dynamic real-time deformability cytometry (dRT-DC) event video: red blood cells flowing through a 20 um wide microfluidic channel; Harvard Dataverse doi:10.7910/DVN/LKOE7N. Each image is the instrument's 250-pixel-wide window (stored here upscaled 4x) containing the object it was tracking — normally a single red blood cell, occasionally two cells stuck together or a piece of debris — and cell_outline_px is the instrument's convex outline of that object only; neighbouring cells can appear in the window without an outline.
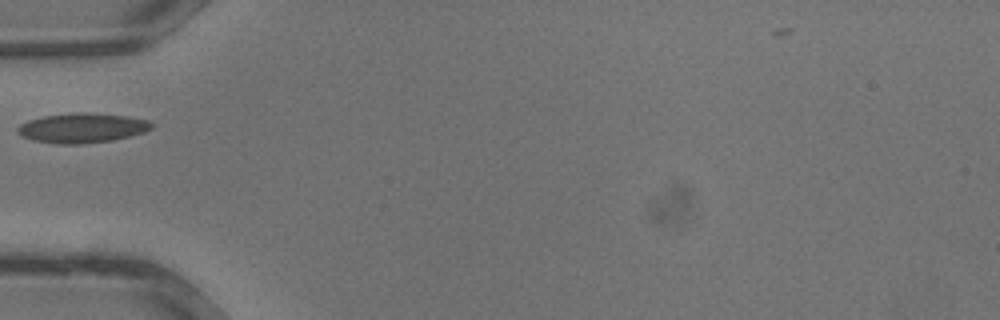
{"species": "common noctule bat (a hibernating species)", "species_latin": "Nyctalus noctula", "temperature_condition": "warm", "stored_images_in_passage": 9, "camera_frame_rate_fps": 3000, "um_per_image_px": 0.085, "animal": {"sex": "male", "body_mass_g": 13.3}, "frame": {"image": 1, "passage_image": 1, "time_ms": 0.0, "image_size_px": [1000, 320], "cell_outline_px": [[152, 128], [144, 132], [112, 140], [80, 144], [56, 144], [32, 140], [20, 136], [16, 132], [16, 128], [20, 124], [28, 120], [44, 116], [80, 112], [84, 112], [124, 116], [148, 120], [152, 124]], "centroid_in_image_um": [6.91, 10.88], "position_along_channel_um": 78.1, "area_um2": 23.06}}
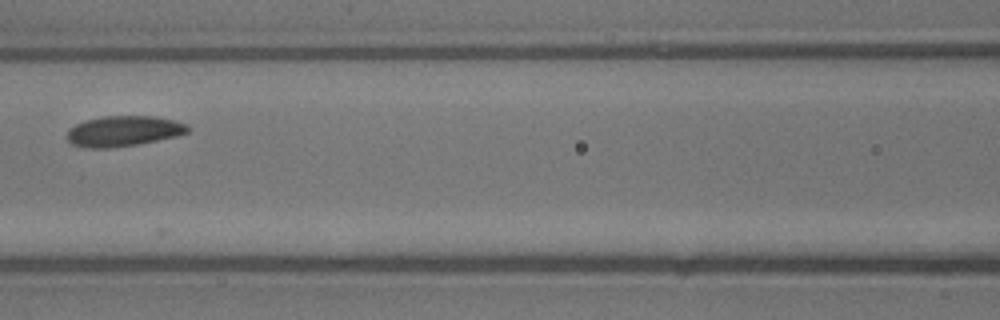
{"frame": {"image": 2, "passage_image": 5, "time_ms": 1.333, "image_size_px": [1000, 320], "cell_outline_px": [[192, 128], [188, 132], [176, 136], [140, 144], [112, 148], [84, 148], [72, 144], [68, 140], [68, 128], [84, 120], [104, 116], [152, 116], [172, 120], [188, 124]], "centroid_in_image_um": [10.5, 11.15], "position_along_channel_um": 156.1, "area_um2": 21.62}}